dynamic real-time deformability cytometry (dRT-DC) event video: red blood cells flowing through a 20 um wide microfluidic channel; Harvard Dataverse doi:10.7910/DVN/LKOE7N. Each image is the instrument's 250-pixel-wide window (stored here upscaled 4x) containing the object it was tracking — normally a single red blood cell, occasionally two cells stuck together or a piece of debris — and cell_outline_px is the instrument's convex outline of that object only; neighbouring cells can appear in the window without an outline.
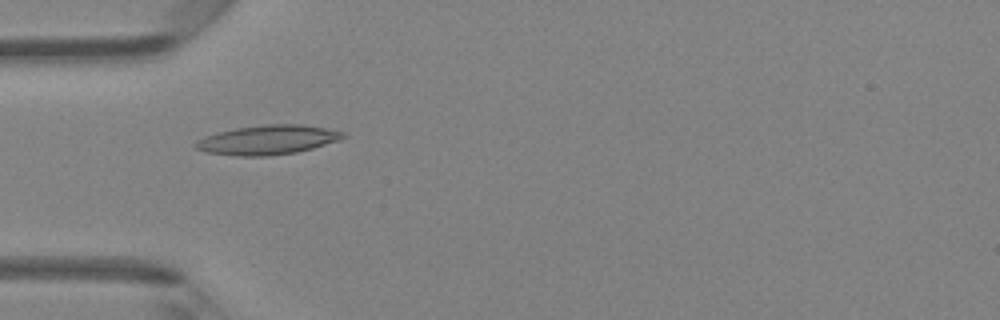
{"species": "Egyptian fruit bat (a non-hibernating species)", "species_latin": "Rousettus aegyptiacus", "temperature_condition": "room temperature", "stored_images_in_passage": 41, "camera_frame_rate_fps": 3000, "um_per_image_px": 0.085, "animal": {"sex": "female"}, "frame": {"image": 1, "passage_image": 15, "time_ms": 4.667, "image_size_px": [1000, 320], "cell_outline_px": [[348, 136], [340, 140], [312, 148], [296, 152], [268, 156], [236, 156], [204, 152], [196, 148], [192, 144], [196, 140], [204, 136], [236, 128], [264, 124], [304, 124], [344, 132]], "centroid_in_image_um": [22.74, 11.89], "position_along_channel_um": 62.3, "area_um2": 25.37}}
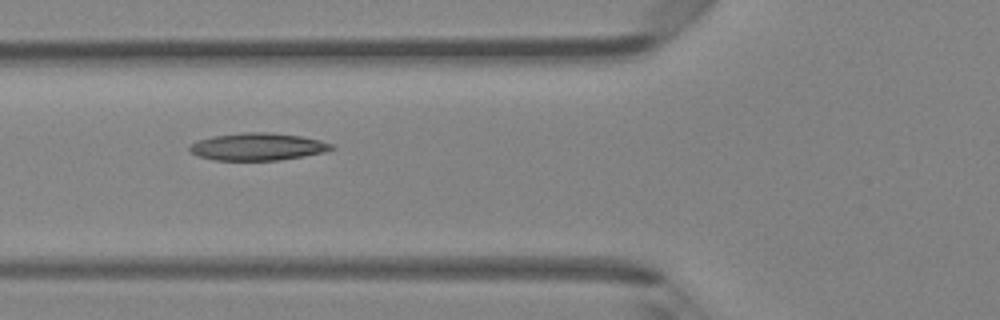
{"frame": {"image": 2, "passage_image": 18, "time_ms": 5.667, "image_size_px": [1000, 320], "cell_outline_px": [[336, 148], [324, 152], [304, 156], [280, 160], [216, 160], [200, 156], [192, 152], [188, 148], [192, 144], [200, 140], [212, 136], [244, 132], [268, 132], [300, 136], [320, 140], [332, 144]], "centroid_in_image_um": [21.95, 12.46], "position_along_channel_um": 103.9, "area_um2": 22.43}}
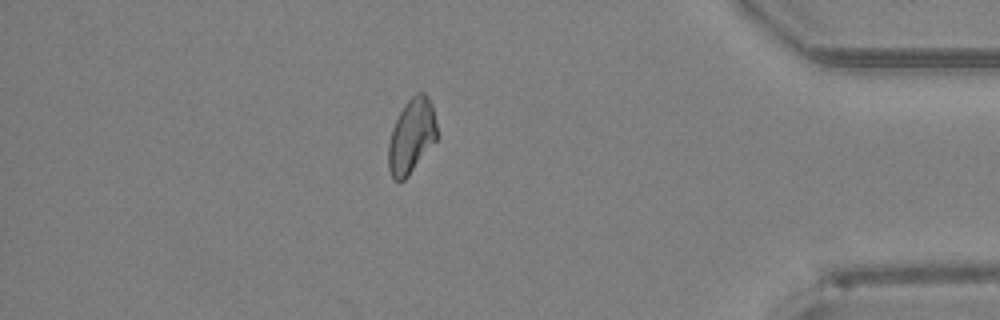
{"frame": {"image": 3, "passage_image": 41, "time_ms": 13.333, "image_size_px": [1000, 320], "cell_outline_px": [[436, 140], [408, 176], [400, 184], [392, 180], [388, 168], [388, 144], [392, 128], [404, 104], [416, 92], [424, 92], [428, 96], [432, 104], [436, 124]], "centroid_in_image_um": [34.95, 11.59], "position_along_channel_um": 400.2, "area_um2": 21.21}}